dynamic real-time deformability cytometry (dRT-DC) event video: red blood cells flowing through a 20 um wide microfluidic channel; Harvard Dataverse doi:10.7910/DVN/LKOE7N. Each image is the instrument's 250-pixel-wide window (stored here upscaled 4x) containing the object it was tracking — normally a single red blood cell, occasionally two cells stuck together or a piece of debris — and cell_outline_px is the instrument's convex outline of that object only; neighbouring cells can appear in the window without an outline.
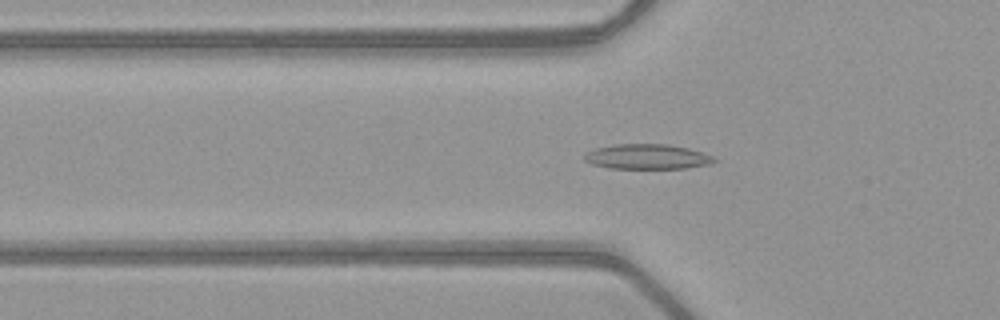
{"species": "common noctule bat (a hibernating species)", "species_latin": "Nyctalus noctula", "temperature_condition": "warm", "stored_images_in_passage": 52, "camera_frame_rate_fps": 3000, "um_per_image_px": 0.085, "animal": {"sex": "female", "body_mass_g": 21.9}, "frame": {"image": 1, "passage_image": 18, "time_ms": 5.667, "image_size_px": [1000, 320], "cell_outline_px": [[716, 160], [708, 164], [688, 168], [608, 168], [592, 164], [584, 160], [584, 156], [588, 152], [596, 148], [616, 144], [668, 144], [688, 148], [712, 156]], "centroid_in_image_um": [54.99, 13.32], "position_along_channel_um": 70.8, "area_um2": 18.67}}
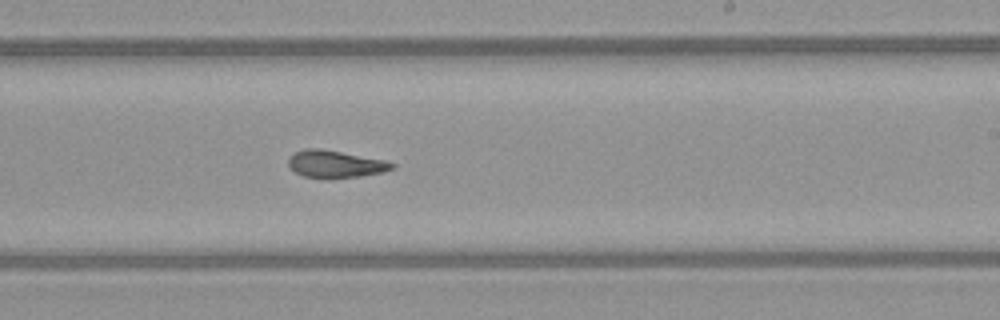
{"frame": {"image": 2, "passage_image": 32, "time_ms": 10.333, "image_size_px": [1000, 320], "cell_outline_px": [[396, 168], [384, 172], [360, 176], [304, 176], [296, 172], [288, 164], [288, 156], [304, 148], [320, 148], [384, 160], [396, 164]], "centroid_in_image_um": [28.53, 13.91], "position_along_channel_um": 260.5, "area_um2": 15.95}}
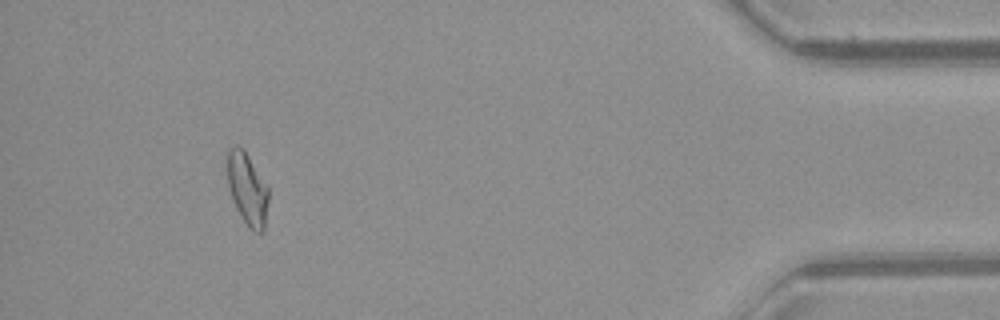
{"frame": {"image": 3, "passage_image": 48, "time_ms": 15.667, "image_size_px": [1000, 320], "cell_outline_px": [[268, 200], [264, 232], [256, 232], [248, 228], [240, 216], [232, 200], [228, 184], [224, 160], [228, 148], [236, 144], [240, 144], [244, 148], [268, 188]], "centroid_in_image_um": [20.97, 15.99], "position_along_channel_um": 414.2, "area_um2": 17.92}, "authors_computed_cell_mechanics": {"area_um2": 17.3689, "velocity_mm_per_s": 4.0463, "shape_relaxation_time_tau1_ms": null, "shape_relaxation_time_tau2_ms": 3.7337, "deformation_change_tau1": null, "deformation_change_tau2": 0.1048}}